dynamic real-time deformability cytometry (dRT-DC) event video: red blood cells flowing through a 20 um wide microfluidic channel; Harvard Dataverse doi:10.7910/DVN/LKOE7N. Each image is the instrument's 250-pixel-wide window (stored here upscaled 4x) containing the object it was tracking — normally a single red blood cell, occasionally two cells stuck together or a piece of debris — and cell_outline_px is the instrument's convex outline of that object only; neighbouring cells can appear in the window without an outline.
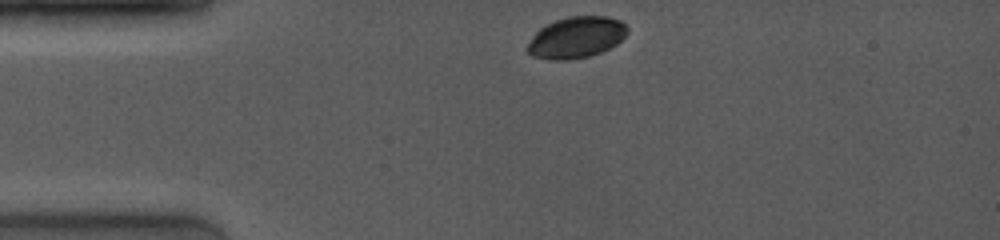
{"species": "common noctule bat (a hibernating species)", "species_latin": "Nyctalus noctula", "temperature_condition": "room temperature", "stored_images_in_passage": 46, "camera_frame_rate_fps": 4000, "um_per_image_px": 0.085, "animal": {"sex": "female", "body_mass_g": 19.0, "forearm_length_mm": 53.3}, "frame": {"image": 1, "passage_image": 1, "time_ms": 0.0, "image_size_px": [1000, 240], "cell_outline_px": [[628, 32], [616, 44], [600, 52], [588, 56], [564, 60], [552, 60], [532, 56], [524, 48], [532, 36], [540, 28], [556, 20], [568, 16], [608, 16], [620, 20], [628, 28]], "centroid_in_image_um": [48.95, 3.17], "position_along_channel_um": 36.0, "area_um2": 23.99}}
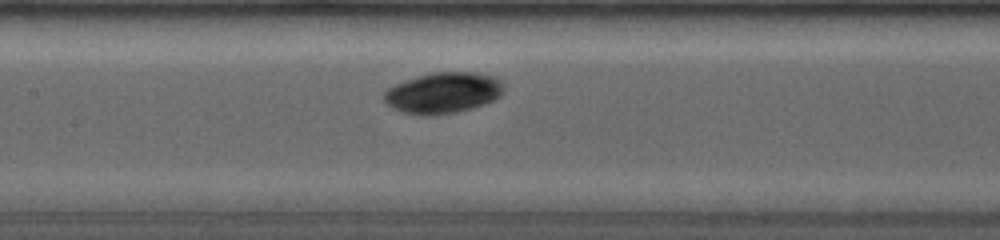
{"frame": {"image": 2, "passage_image": 18, "time_ms": 4.25, "image_size_px": [1000, 240], "cell_outline_px": [[504, 92], [500, 96], [492, 100], [472, 108], [456, 112], [404, 112], [392, 108], [384, 100], [384, 92], [388, 88], [396, 84], [432, 72], [476, 72], [492, 76], [500, 80], [504, 84]], "centroid_in_image_um": [37.72, 7.84], "position_along_channel_um": 169.7, "area_um2": 27.57}}
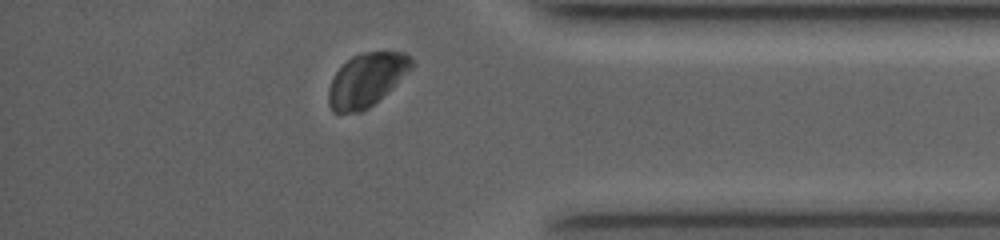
{"frame": {"image": 3, "passage_image": 42, "time_ms": 10.25, "image_size_px": [1000, 240], "cell_outline_px": [[416, 64], [392, 88], [368, 108], [360, 112], [332, 112], [328, 104], [328, 88], [336, 72], [352, 56], [360, 52], [404, 52], [412, 56]], "centroid_in_image_um": [31.18, 6.77], "position_along_channel_um": 404.0, "area_um2": 25.78}, "authors_computed_cell_mechanics": {"area_um2": 27.5995, "velocity_mm_per_s": 4.0154, "shape_relaxation_time_tau1_ms": 0.8823, "shape_relaxation_time_tau2_ms": null, "deformation_change_tau1": 0.0193, "deformation_change_tau2": null}}